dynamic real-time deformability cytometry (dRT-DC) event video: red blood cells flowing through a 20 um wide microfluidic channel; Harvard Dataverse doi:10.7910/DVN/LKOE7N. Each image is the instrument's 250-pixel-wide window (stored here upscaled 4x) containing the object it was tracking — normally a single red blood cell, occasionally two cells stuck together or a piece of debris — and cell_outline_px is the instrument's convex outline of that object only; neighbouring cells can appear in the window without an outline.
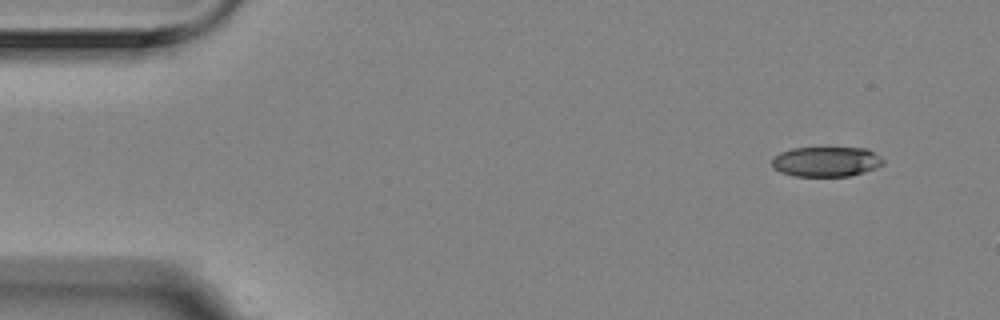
{"species": "Egyptian fruit bat (a non-hibernating species)", "species_latin": "Rousettus aegyptiacus", "temperature_condition": "room temperature", "stored_images_in_passage": 3, "camera_frame_rate_fps": 3000, "um_per_image_px": 0.085, "animal": {"sex": "female"}, "frame": {"image": 1, "passage_image": 1, "time_ms": 0.0, "image_size_px": [1000, 320], "cell_outline_px": [[884, 164], [876, 168], [852, 176], [792, 176], [780, 172], [772, 168], [772, 156], [780, 152], [792, 148], [868, 148], [884, 160]], "centroid_in_image_um": [70.2, 13.74], "position_along_channel_um": 14.8, "area_um2": 19.65}}